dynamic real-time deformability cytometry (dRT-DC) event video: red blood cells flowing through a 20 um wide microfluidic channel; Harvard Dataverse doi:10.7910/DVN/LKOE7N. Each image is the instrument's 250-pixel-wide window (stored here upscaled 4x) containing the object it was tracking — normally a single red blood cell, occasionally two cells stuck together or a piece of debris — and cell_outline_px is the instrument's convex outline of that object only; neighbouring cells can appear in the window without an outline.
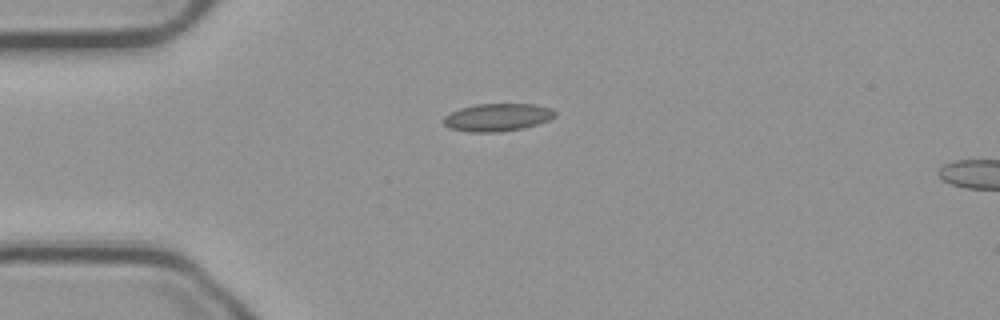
{"species": "common noctule bat (a hibernating species)", "species_latin": "Nyctalus noctula", "temperature_condition": "cold", "stored_images_in_passage": 42, "camera_frame_rate_fps": 3000, "um_per_image_px": 0.085, "animal": {"sex": "male", "body_mass_g": 23.1, "forearm_length_mm": 52.7}, "frame": {"image": 1, "passage_image": 1, "time_ms": 0.0, "image_size_px": [1000, 320], "cell_outline_px": [[556, 116], [548, 120], [524, 128], [500, 132], [468, 132], [448, 128], [444, 124], [444, 116], [460, 108], [476, 104], [536, 104], [552, 108], [556, 112]], "centroid_in_image_um": [42.29, 9.97], "position_along_channel_um": 42.7, "area_um2": 18.09}}
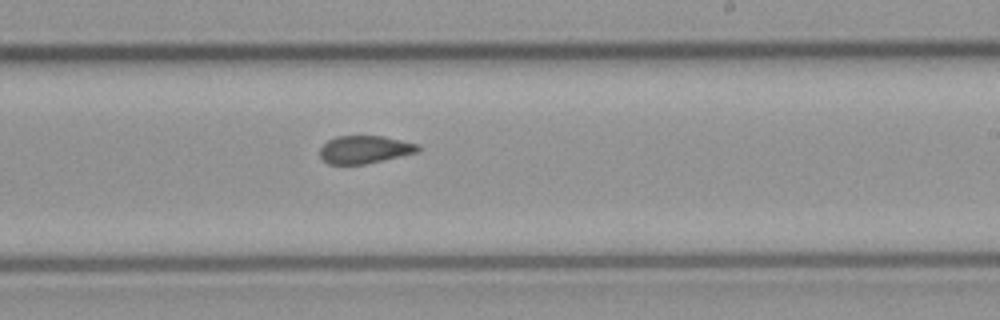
{"frame": {"image": 2, "passage_image": 20, "time_ms": 6.333, "image_size_px": [1000, 320], "cell_outline_px": [[420, 152], [364, 164], [328, 164], [320, 156], [320, 148], [328, 140], [336, 136], [384, 136], [420, 144]], "centroid_in_image_um": [31.03, 12.7], "position_along_channel_um": 258.0, "area_um2": 15.95}}
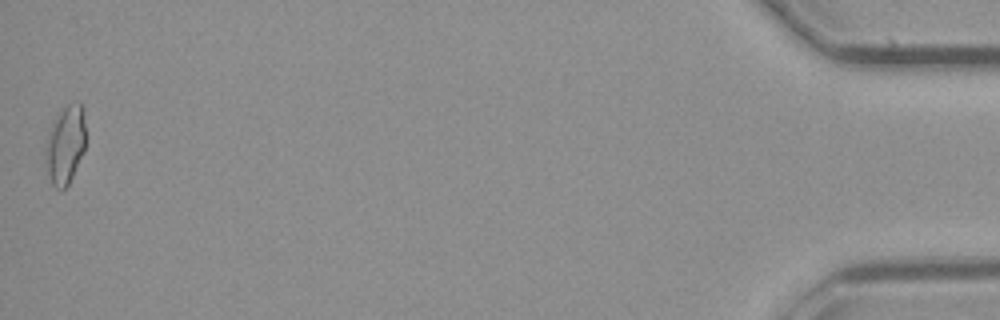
{"frame": {"image": 3, "passage_image": 42, "time_ms": 13.667, "image_size_px": [1000, 320], "cell_outline_px": [[84, 148], [72, 176], [68, 184], [64, 188], [56, 188], [52, 184], [44, 160], [44, 148], [48, 132], [52, 120], [60, 108], [68, 104], [80, 104], [84, 108]], "centroid_in_image_um": [5.5, 12.25], "position_along_channel_um": 429.7, "area_um2": 18.32}, "authors_computed_cell_mechanics": {"area_um2": 16.762, "velocity_mm_per_s": 3.7253, "shape_relaxation_time_tau1_ms": 6.5778, "shape_relaxation_time_tau2_ms": 2.7739, "deformation_change_tau1": 0.1251, "deformation_change_tau2": 0.078}}